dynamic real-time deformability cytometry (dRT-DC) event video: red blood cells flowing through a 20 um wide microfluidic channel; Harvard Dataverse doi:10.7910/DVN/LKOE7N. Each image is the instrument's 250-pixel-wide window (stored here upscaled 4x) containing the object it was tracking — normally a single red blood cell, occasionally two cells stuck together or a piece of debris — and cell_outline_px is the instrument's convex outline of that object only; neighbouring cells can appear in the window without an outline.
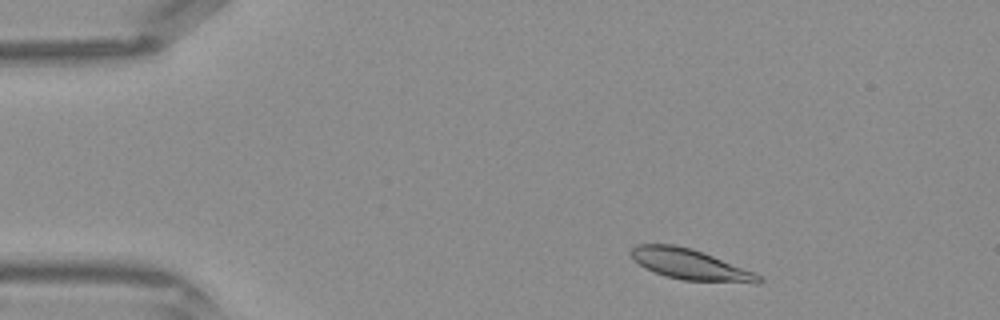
{"species": "Egyptian fruit bat (a non-hibernating species)", "species_latin": "Rousettus aegyptiacus", "temperature_condition": "warm", "stored_images_in_passage": 39, "camera_frame_rate_fps": 3000, "um_per_image_px": 0.085, "frame": {"image": 1, "passage_image": 3, "time_ms": 0.667, "image_size_px": [1000, 320], "cell_outline_px": [[764, 280], [760, 284], [756, 284], [680, 280], [664, 276], [644, 268], [632, 260], [628, 252], [636, 244], [672, 244], [692, 248], [764, 276]], "centroid_in_image_um": [58.66, 22.5], "position_along_channel_um": 26.3, "area_um2": 23.29}}
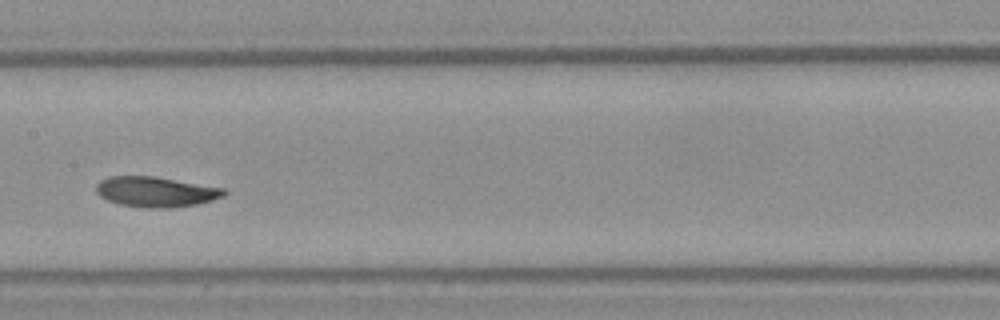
{"frame": {"image": 2, "passage_image": 18, "time_ms": 5.667, "image_size_px": [1000, 320], "cell_outline_px": [[228, 192], [224, 196], [212, 200], [196, 204], [172, 208], [148, 208], [120, 204], [108, 200], [100, 196], [96, 192], [96, 184], [100, 180], [108, 176], [156, 176], [224, 188]], "centroid_in_image_um": [13.25, 16.29], "position_along_channel_um": 194.2, "area_um2": 22.66}}
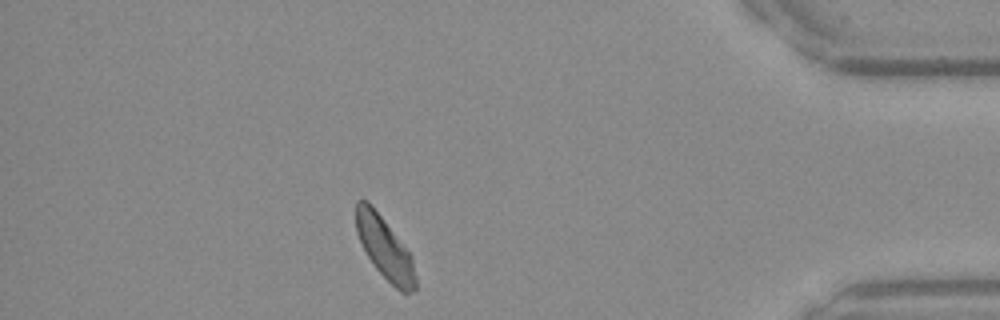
{"frame": {"image": 3, "passage_image": 34, "time_ms": 11.0, "image_size_px": [1000, 320], "cell_outline_px": [[416, 288], [412, 292], [400, 292], [376, 268], [368, 256], [356, 232], [356, 200], [368, 200], [372, 204], [412, 256], [416, 280]], "centroid_in_image_um": [32.7, 21.06], "position_along_channel_um": 402.5, "area_um2": 21.15}}